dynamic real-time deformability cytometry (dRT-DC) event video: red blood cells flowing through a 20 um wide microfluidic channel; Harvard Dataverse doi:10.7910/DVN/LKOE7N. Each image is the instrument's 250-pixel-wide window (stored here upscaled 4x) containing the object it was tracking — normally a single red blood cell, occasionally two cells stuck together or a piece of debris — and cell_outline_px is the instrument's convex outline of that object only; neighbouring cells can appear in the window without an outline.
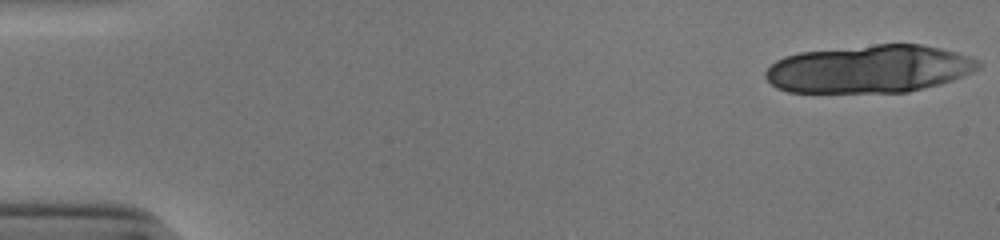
{"species": "human", "species_latin": "Homo sapiens", "temperature_condition": "cold", "stored_images_in_passage": 18, "camera_frame_rate_fps": 3000, "um_per_image_px": 0.085, "donor": {"sex": "male"}, "frame": {"image": 1, "passage_image": 1, "time_ms": 0.0, "image_size_px": [1000, 240], "cell_outline_px": [[980, 68], [972, 72], [952, 80], [940, 84], [908, 92], [788, 92], [776, 88], [764, 76], [764, 72], [776, 60], [784, 56], [800, 52], [876, 44], [920, 44], [940, 48], [956, 52], [980, 60]], "centroid_in_image_um": [73.89, 5.86], "position_along_channel_um": 11.1, "area_um2": 59.36}}